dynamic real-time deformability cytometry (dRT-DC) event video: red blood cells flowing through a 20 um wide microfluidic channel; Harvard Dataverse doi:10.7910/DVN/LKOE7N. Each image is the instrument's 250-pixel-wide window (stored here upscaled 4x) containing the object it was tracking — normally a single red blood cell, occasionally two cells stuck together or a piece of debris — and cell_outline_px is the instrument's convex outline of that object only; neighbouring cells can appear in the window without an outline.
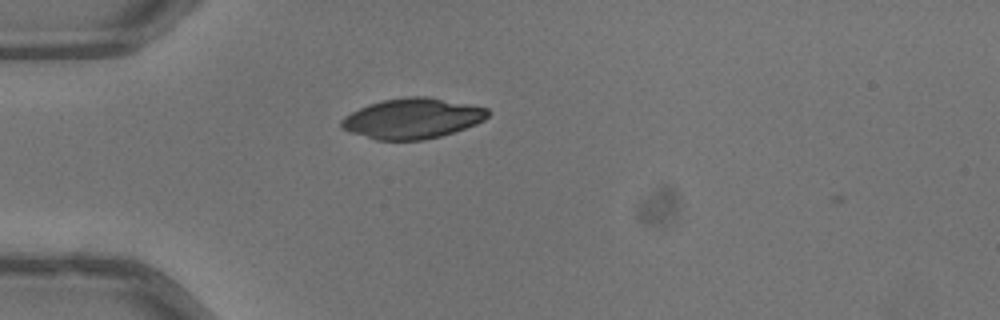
{"species": "common noctule bat (a hibernating species)", "species_latin": "Nyctalus noctula", "temperature_condition": "warm", "stored_images_in_passage": 2, "camera_frame_rate_fps": 3000, "um_per_image_px": 0.085, "animal": {"sex": "male", "body_mass_g": 13.3}, "frame": {"image": 1, "passage_image": 1, "time_ms": 0.0, "image_size_px": [1000, 320], "cell_outline_px": [[488, 116], [484, 120], [476, 124], [440, 136], [424, 140], [376, 140], [348, 132], [340, 128], [340, 120], [344, 116], [368, 104], [384, 100], [404, 96], [428, 96], [488, 108]], "centroid_in_image_um": [35.01, 10.07], "position_along_channel_um": 50.0, "area_um2": 34.51}}